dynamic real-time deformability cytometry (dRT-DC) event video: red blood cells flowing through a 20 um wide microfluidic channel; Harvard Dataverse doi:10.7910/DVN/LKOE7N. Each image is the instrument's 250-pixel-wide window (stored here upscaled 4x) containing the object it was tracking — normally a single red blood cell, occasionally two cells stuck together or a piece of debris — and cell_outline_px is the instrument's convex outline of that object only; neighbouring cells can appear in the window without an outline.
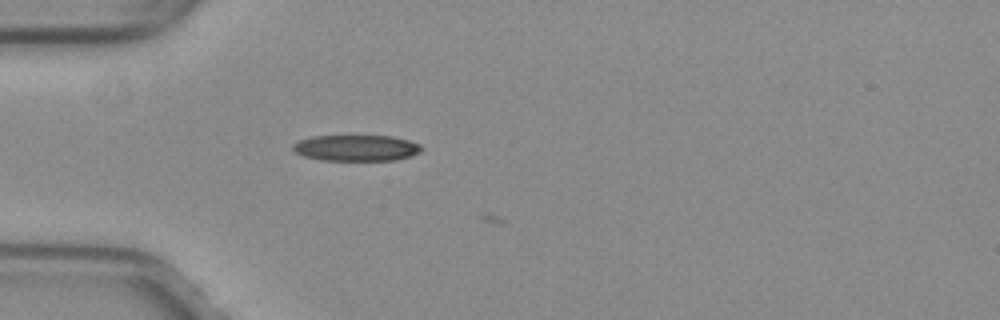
{"species": "common noctule bat (a hibernating species)", "species_latin": "Nyctalus noctula", "temperature_condition": "warm", "stored_images_in_passage": 4, "camera_frame_rate_fps": 3000, "um_per_image_px": 0.085, "animal": {"sex": "female", "body_mass_g": 29.2, "forearm_length_mm": 56.3}, "frame": {"image": 1, "passage_image": 3, "time_ms": 0.667, "image_size_px": [1000, 320], "cell_outline_px": [[424, 148], [420, 152], [396, 160], [320, 160], [304, 156], [296, 152], [292, 148], [292, 144], [300, 140], [312, 136], [392, 136], [408, 140], [420, 144]], "centroid_in_image_um": [30.28, 12.57], "position_along_channel_um": 54.7, "area_um2": 19.48}}